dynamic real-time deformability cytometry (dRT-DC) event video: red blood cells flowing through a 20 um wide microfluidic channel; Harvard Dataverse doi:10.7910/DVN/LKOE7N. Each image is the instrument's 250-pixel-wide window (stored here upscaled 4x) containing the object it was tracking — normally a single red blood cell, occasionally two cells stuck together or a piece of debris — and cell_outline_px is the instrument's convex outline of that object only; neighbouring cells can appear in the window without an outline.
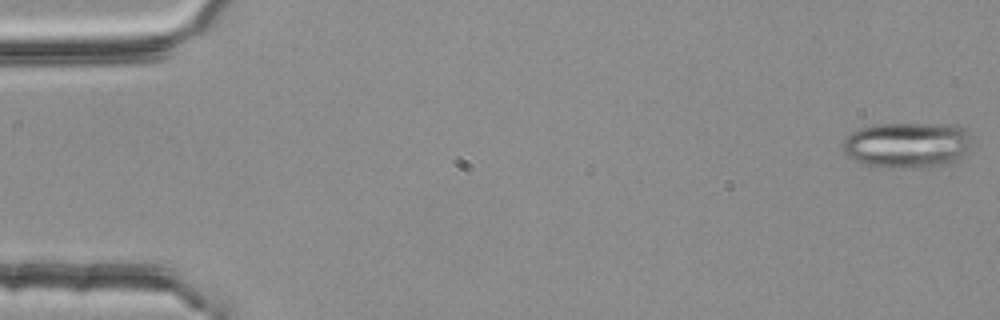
{"species": "common noctule bat (a hibernating species)", "species_latin": "Nyctalus noctula", "temperature_condition": "room temperature", "stored_images_in_passage": 17, "camera_frame_rate_fps": 3000, "um_per_image_px": 0.085, "animal": {"sex": "female", "body_mass_g": 25.1}, "frame": {"image": 1, "passage_image": 1, "time_ms": 0.0, "image_size_px": [1000, 320], "cell_outline_px": [[968, 136], [964, 148], [956, 160], [948, 164], [924, 168], [920, 168], [864, 164], [848, 156], [840, 148], [840, 144], [852, 132], [860, 128], [872, 124], [948, 124], [964, 128], [968, 132]], "centroid_in_image_um": [77.01, 12.3], "position_along_channel_um": 8.0, "area_um2": 33.64}}
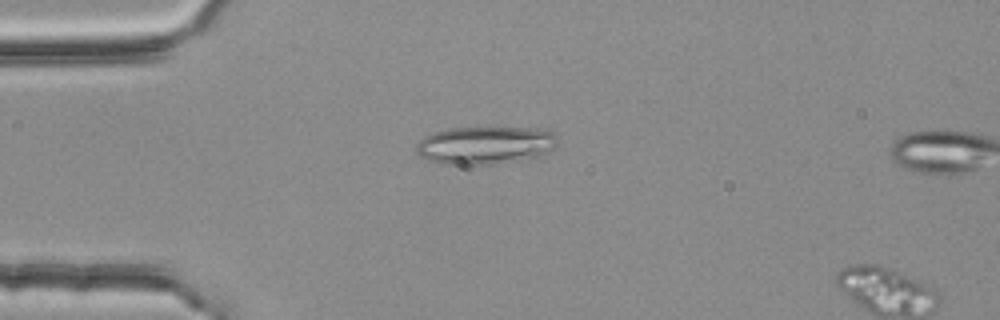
{"frame": {"image": 2, "passage_image": 14, "time_ms": 4.333, "image_size_px": [1000, 320], "cell_outline_px": [[560, 144], [556, 148], [540, 156], [496, 164], [444, 164], [428, 160], [420, 156], [416, 152], [416, 144], [424, 136], [432, 132], [448, 128], [536, 128], [552, 132], [556, 136]], "centroid_in_image_um": [41.26, 12.34], "position_along_channel_um": 43.7, "area_um2": 31.39}}